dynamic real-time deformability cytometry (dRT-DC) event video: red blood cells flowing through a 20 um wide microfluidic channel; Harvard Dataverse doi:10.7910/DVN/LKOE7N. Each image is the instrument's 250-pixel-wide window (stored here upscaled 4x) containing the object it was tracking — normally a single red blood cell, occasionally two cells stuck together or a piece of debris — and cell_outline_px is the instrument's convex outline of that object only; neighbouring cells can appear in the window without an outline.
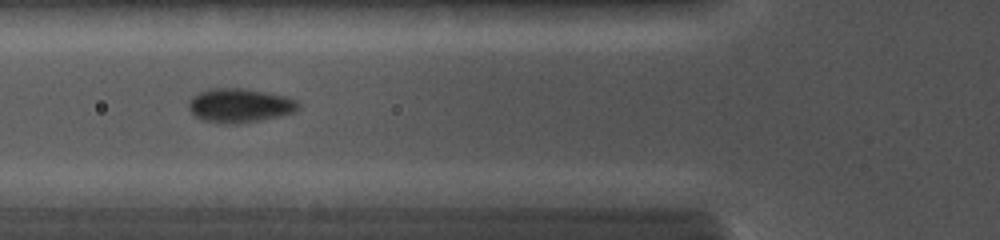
{"species": "common noctule bat (a hibernating species)", "species_latin": "Nyctalus noctula", "temperature_condition": "cold", "stored_images_in_passage": 8, "camera_frame_rate_fps": 5000, "um_per_image_px": 0.085, "animal": {"sex": "female", "body_mass_g": 19.0, "forearm_length_mm": 56.7}, "frame": {"image": 1, "passage_image": 7, "time_ms": 4.8, "image_size_px": [1000, 240], "cell_outline_px": [[300, 108], [296, 112], [280, 116], [260, 120], [236, 124], [232, 124], [204, 120], [196, 116], [188, 108], [188, 100], [192, 96], [208, 88], [240, 88], [288, 96], [296, 100], [300, 104]], "centroid_in_image_um": [20.4, 8.95], "position_along_channel_um": 105.4, "area_um2": 21.79}}